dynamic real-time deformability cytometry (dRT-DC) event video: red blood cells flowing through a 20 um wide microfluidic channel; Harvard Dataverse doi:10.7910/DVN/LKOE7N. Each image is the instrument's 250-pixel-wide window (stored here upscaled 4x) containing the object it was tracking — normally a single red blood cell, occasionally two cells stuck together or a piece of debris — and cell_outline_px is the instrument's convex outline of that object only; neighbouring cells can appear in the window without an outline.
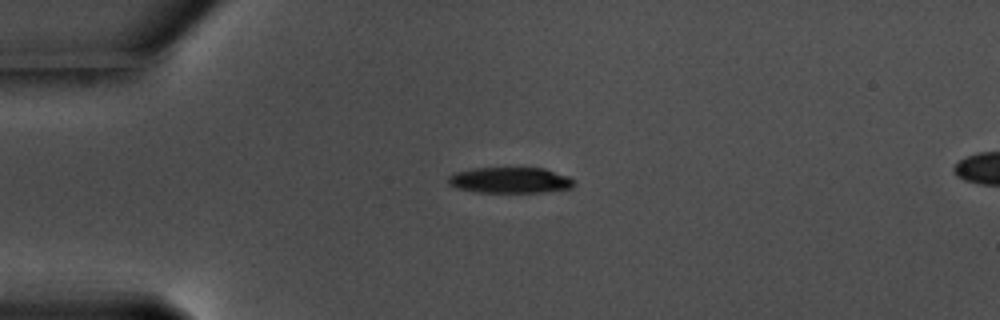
{"species": "common noctule bat (a hibernating species)", "species_latin": "Nyctalus noctula", "temperature_condition": "warm", "stored_images_in_passage": 44, "camera_frame_rate_fps": 3000, "um_per_image_px": 0.085, "animal": {"sex": "male", "body_mass_g": 17.5, "forearm_length_mm": 52.3}, "frame": {"image": 1, "passage_image": 1, "time_ms": 0.0, "image_size_px": [1000, 320], "cell_outline_px": [[576, 184], [572, 188], [540, 192], [476, 192], [456, 188], [448, 184], [448, 176], [456, 172], [476, 168], [544, 168], [568, 176], [576, 180]], "centroid_in_image_um": [43.38, 15.32], "position_along_channel_um": 41.6, "area_um2": 19.02}}
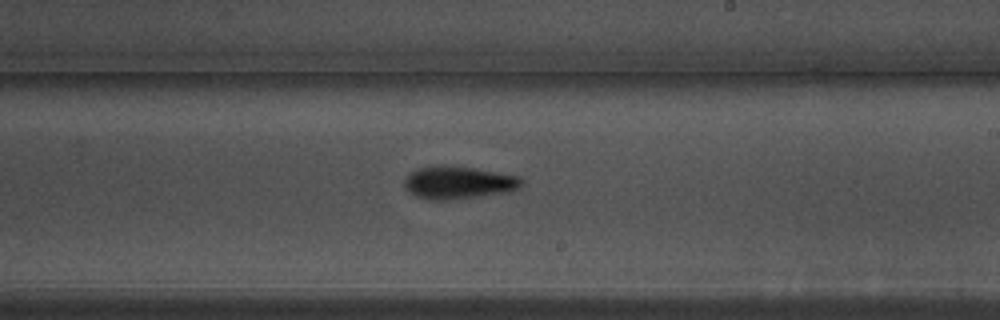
{"frame": {"image": 2, "passage_image": 21, "time_ms": 6.667, "image_size_px": [1000, 320], "cell_outline_px": [[524, 180], [520, 188], [508, 192], [444, 200], [432, 200], [416, 196], [408, 192], [404, 188], [404, 180], [416, 168], [444, 164], [472, 168], [516, 176]], "centroid_in_image_um": [38.92, 15.51], "position_along_channel_um": 250.1, "area_um2": 22.14}}
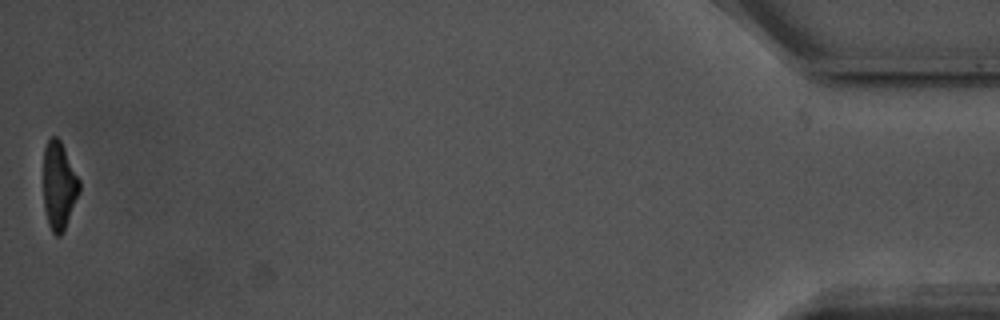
{"frame": {"image": 3, "passage_image": 44, "time_ms": 14.333, "image_size_px": [1000, 320], "cell_outline_px": [[80, 192], [64, 232], [60, 236], [56, 236], [52, 232], [48, 224], [44, 208], [44, 148], [48, 140], [52, 136], [56, 136], [60, 140], [80, 180]], "centroid_in_image_um": [5.02, 15.82], "position_along_channel_um": 430.2, "area_um2": 18.5}, "authors_computed_cell_mechanics": {"area_um2": 20.7791, "velocity_mm_per_s": 3.567, "shape_relaxation_time_tau1_ms": 2.9281, "shape_relaxation_time_tau2_ms": 5.5239, "deformation_change_tau1": 0.1369, "deformation_change_tau2": 0.1485}}